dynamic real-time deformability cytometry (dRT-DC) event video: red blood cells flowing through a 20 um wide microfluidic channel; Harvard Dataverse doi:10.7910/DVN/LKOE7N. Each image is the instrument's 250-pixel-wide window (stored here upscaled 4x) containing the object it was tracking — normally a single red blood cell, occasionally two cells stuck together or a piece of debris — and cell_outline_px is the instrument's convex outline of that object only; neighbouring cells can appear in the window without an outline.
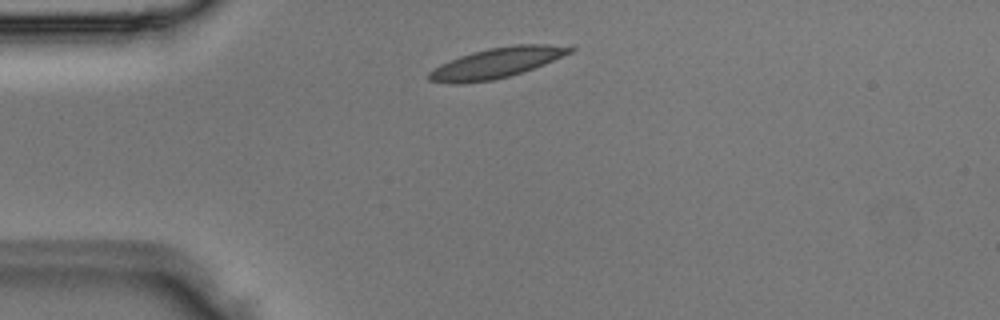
{"species": "Egyptian fruit bat (a non-hibernating species)", "species_latin": "Rousettus aegyptiacus", "temperature_condition": "room temperature", "stored_images_in_passage": 1, "camera_frame_rate_fps": 3000, "um_per_image_px": 0.085, "animal": {"sex": "male"}, "frame": {"image": 1, "passage_image": 1, "time_ms": 0.0, "image_size_px": [1000, 320], "cell_outline_px": [[576, 48], [572, 52], [544, 64], [508, 76], [492, 80], [456, 84], [428, 80], [428, 72], [440, 64], [460, 56], [472, 52], [488, 48], [516, 44], [576, 44]], "centroid_in_image_um": [42.28, 5.31], "position_along_channel_um": 42.7, "area_um2": 24.91}}